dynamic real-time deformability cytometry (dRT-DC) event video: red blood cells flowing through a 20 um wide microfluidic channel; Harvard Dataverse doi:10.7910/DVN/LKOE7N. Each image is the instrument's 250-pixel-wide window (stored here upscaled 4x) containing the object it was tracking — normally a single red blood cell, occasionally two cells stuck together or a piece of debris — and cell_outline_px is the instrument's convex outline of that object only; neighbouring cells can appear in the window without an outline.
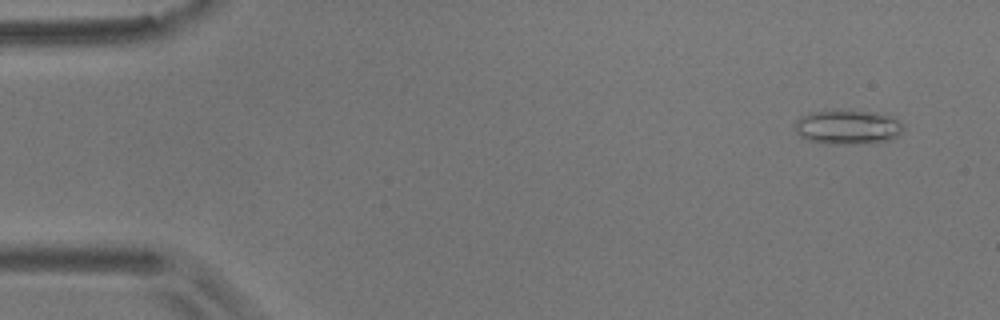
{"species": "common noctule bat (a hibernating species)", "species_latin": "Nyctalus noctula", "temperature_condition": "room temperature", "stored_images_in_passage": 50, "camera_frame_rate_fps": 3000, "um_per_image_px": 0.085, "animal": {"sex": "male", "body_mass_g": 17.9}, "frame": {"image": 1, "passage_image": 1, "time_ms": 0.0, "image_size_px": [1000, 320], "cell_outline_px": [[904, 128], [896, 136], [888, 140], [844, 144], [828, 144], [808, 140], [800, 136], [792, 128], [796, 120], [800, 116], [808, 112], [876, 112], [896, 116], [904, 124]], "centroid_in_image_um": [72.04, 10.8], "position_along_channel_um": 13.0, "area_um2": 21.5}}
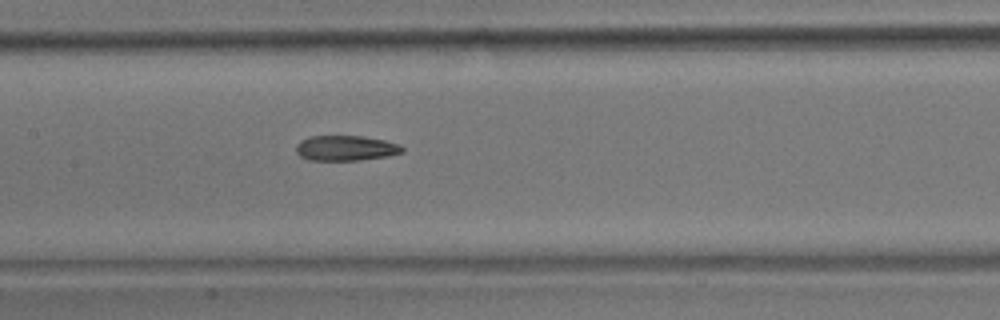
{"frame": {"image": 2, "passage_image": 24, "time_ms": 7.667, "image_size_px": [1000, 320], "cell_outline_px": [[404, 152], [388, 156], [360, 160], [308, 160], [300, 156], [296, 152], [296, 144], [300, 140], [308, 136], [364, 136], [384, 140], [400, 144], [404, 148]], "centroid_in_image_um": [29.38, 12.58], "position_along_channel_um": 178.0, "area_um2": 15.78}}
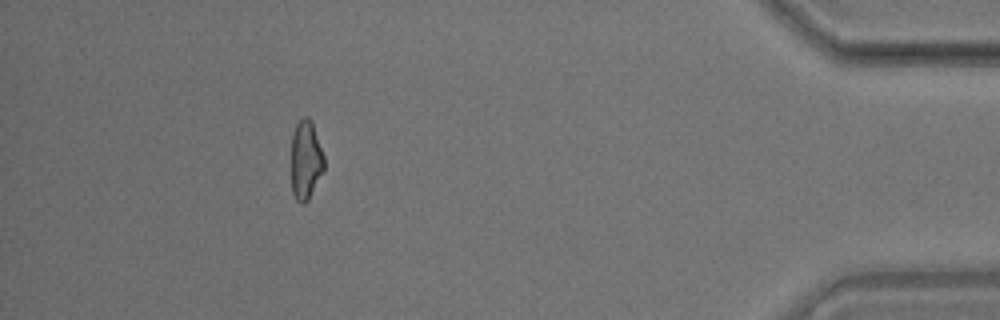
{"frame": {"image": 3, "passage_image": 48, "time_ms": 15.667, "image_size_px": [1000, 320], "cell_outline_px": [[324, 172], [308, 200], [304, 204], [300, 204], [296, 200], [292, 192], [292, 136], [296, 124], [304, 116], [308, 116], [312, 120], [324, 156]], "centroid_in_image_um": [26.01, 13.61], "position_along_channel_um": 409.2, "area_um2": 15.32}, "authors_computed_cell_mechanics": {"area_um2": 16.473, "velocity_mm_per_s": 3.5697, "shape_relaxation_time_tau1_ms": 9.6207, "shape_relaxation_time_tau2_ms": 2.9334, "deformation_change_tau1": 0.2278, "deformation_change_tau2": 0.0999}}